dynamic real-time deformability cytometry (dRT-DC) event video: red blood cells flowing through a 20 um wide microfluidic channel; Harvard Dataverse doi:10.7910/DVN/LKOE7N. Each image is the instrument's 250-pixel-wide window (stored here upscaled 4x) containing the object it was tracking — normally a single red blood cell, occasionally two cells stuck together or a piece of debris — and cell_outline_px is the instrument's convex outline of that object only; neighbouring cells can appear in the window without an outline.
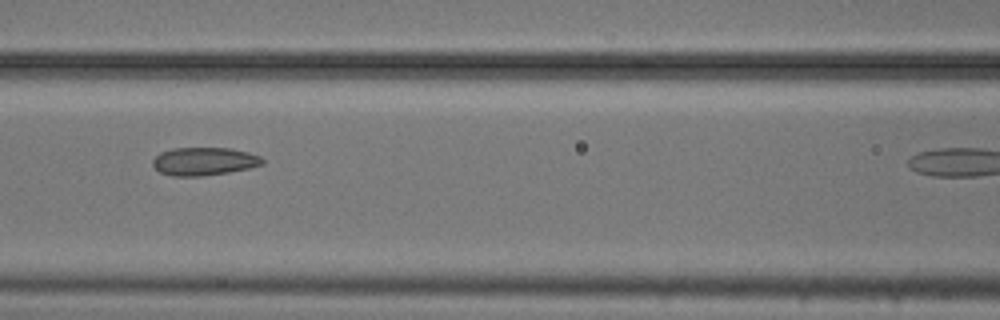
{"species": "common noctule bat (a hibernating species)", "species_latin": "Nyctalus noctula", "temperature_condition": "cold", "stored_images_in_passage": 6, "camera_frame_rate_fps": 3000, "um_per_image_px": 0.085, "animal": {"sex": "male", "body_mass_g": 20.5, "forearm_length_mm": 52.5}, "frame": {"image": 1, "passage_image": 5, "time_ms": 1.333, "image_size_px": [1000, 320], "cell_outline_px": [[264, 164], [248, 168], [228, 172], [204, 176], [172, 176], [160, 172], [152, 164], [152, 160], [160, 152], [172, 148], [232, 148], [248, 152], [260, 156], [264, 160]], "centroid_in_image_um": [17.34, 13.71], "position_along_channel_um": 149.3, "area_um2": 17.98}}